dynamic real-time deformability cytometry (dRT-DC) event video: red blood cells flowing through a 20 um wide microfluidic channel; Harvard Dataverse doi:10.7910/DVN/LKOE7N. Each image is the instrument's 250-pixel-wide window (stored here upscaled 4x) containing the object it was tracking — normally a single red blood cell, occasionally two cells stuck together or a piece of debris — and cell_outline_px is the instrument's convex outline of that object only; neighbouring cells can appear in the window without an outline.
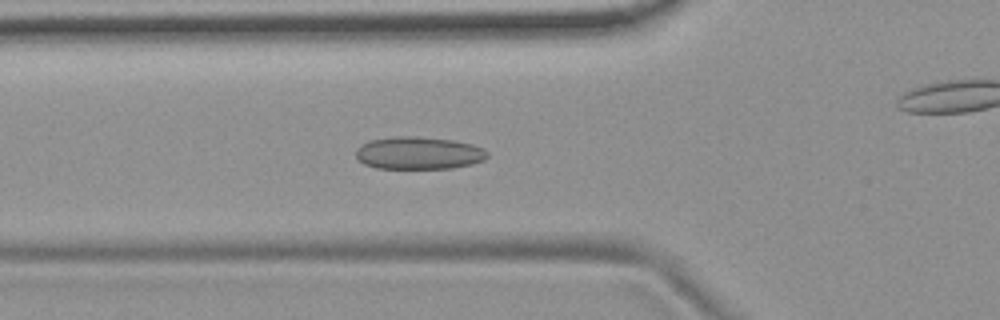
{"species": "common noctule bat (a hibernating species)", "species_latin": "Nyctalus noctula", "temperature_condition": "room temperature", "stored_images_in_passage": 54, "camera_frame_rate_fps": 3000, "um_per_image_px": 0.085, "animal": {"sex": "female", "body_mass_g": 19.9}, "frame": {"image": 1, "passage_image": 18, "time_ms": 5.667, "image_size_px": [1000, 320], "cell_outline_px": [[488, 156], [484, 160], [472, 164], [452, 168], [376, 168], [364, 164], [356, 160], [356, 148], [360, 144], [368, 140], [392, 136], [416, 136], [452, 140], [472, 144], [484, 148], [488, 152]], "centroid_in_image_um": [35.55, 13.0], "position_along_channel_um": 90.2, "area_um2": 25.26}}
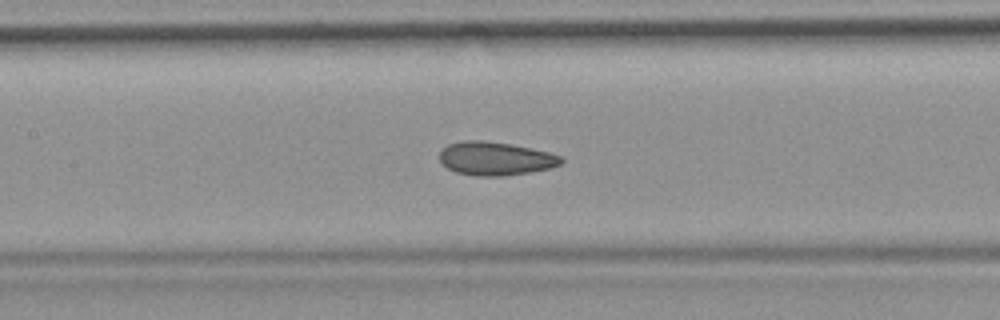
{"frame": {"image": 2, "passage_image": 24, "time_ms": 7.667, "image_size_px": [1000, 320], "cell_outline_px": [[564, 160], [560, 164], [552, 168], [504, 176], [476, 176], [456, 172], [448, 168], [440, 160], [440, 152], [448, 144], [464, 140], [480, 140], [512, 144], [532, 148], [548, 152], [560, 156]], "centroid_in_image_um": [42.12, 13.47], "position_along_channel_um": 165.3, "area_um2": 23.64}}
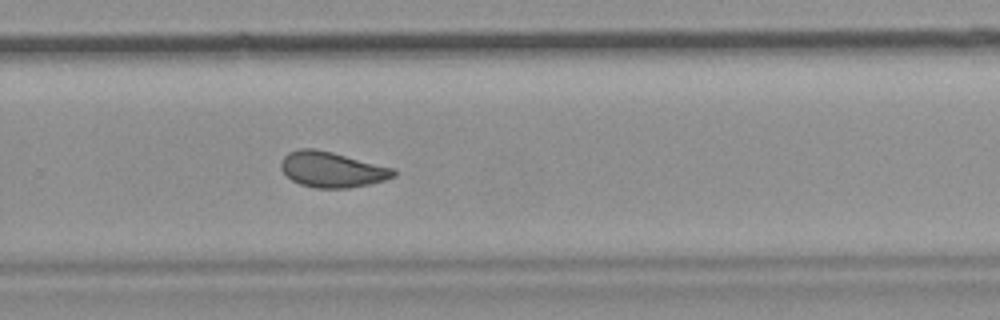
{"frame": {"image": 3, "passage_image": 35, "time_ms": 11.333, "image_size_px": [1000, 320], "cell_outline_px": [[396, 176], [384, 180], [368, 184], [348, 188], [316, 188], [300, 184], [292, 180], [280, 168], [280, 164], [284, 156], [288, 152], [300, 148], [312, 148], [332, 152], [396, 168]], "centroid_in_image_um": [28.23, 14.4], "position_along_channel_um": 301.6, "area_um2": 23.35}, "authors_computed_cell_mechanics": {"area_um2": 23.7558, "velocity_mm_per_s": 3.7321, "shape_relaxation_time_tau1_ms": null, "shape_relaxation_time_tau2_ms": 1.5896, "deformation_change_tau1": null, "deformation_change_tau2": 0.0691}}